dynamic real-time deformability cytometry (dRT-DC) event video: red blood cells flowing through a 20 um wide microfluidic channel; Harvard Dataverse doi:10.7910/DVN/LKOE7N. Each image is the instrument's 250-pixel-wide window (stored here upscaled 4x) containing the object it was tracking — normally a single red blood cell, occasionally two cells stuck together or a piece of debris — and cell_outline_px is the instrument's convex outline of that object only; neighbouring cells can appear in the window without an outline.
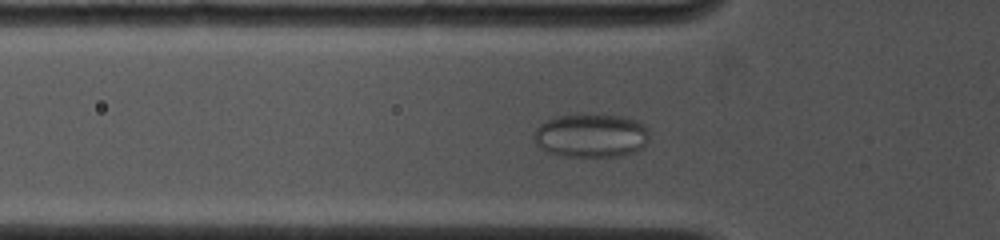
{"species": "common noctule bat (a hibernating species)", "species_latin": "Nyctalus noctula", "temperature_condition": "cold", "stored_images_in_passage": 35, "camera_frame_rate_fps": 4500, "um_per_image_px": 0.085, "animal": {"sex": "female", "body_mass_g": 19.0, "forearm_length_mm": 53.3}, "frame": {"image": 1, "passage_image": 12, "time_ms": 3.778, "image_size_px": [1000, 240], "cell_outline_px": [[648, 140], [636, 152], [620, 156], [568, 156], [548, 152], [540, 148], [536, 144], [532, 136], [536, 128], [540, 124], [556, 116], [580, 112], [624, 116], [636, 120], [644, 124], [648, 128]], "centroid_in_image_um": [50.23, 11.48], "position_along_channel_um": 75.6, "area_um2": 30.0}}
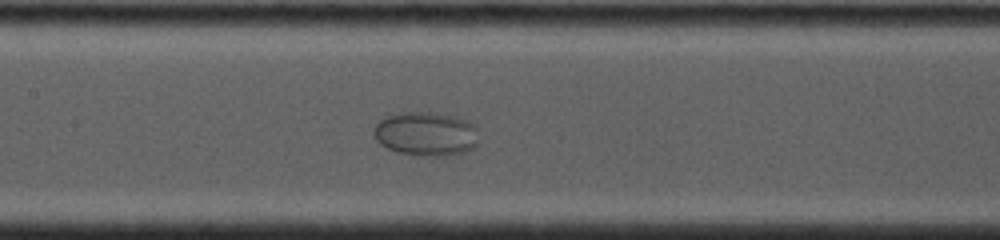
{"frame": {"image": 2, "passage_image": 18, "time_ms": 6.222, "image_size_px": [1000, 240], "cell_outline_px": [[476, 144], [472, 148], [464, 152], [444, 156], [424, 156], [396, 152], [380, 144], [376, 140], [376, 124], [380, 120], [388, 116], [400, 112], [432, 112], [452, 116], [468, 120], [476, 128]], "centroid_in_image_um": [36.21, 11.38], "position_along_channel_um": 171.2, "area_um2": 26.65}}
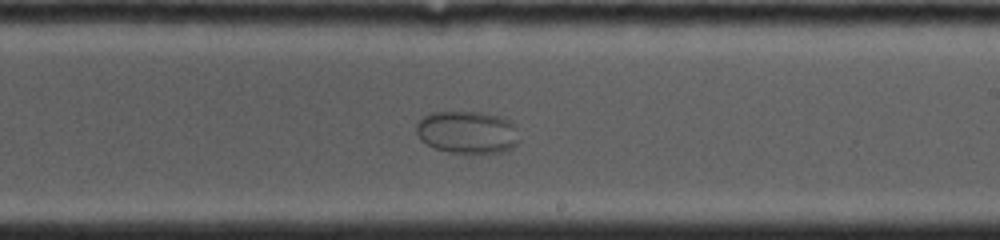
{"frame": {"image": 3, "passage_image": 23, "time_ms": 8.222, "image_size_px": [1000, 240], "cell_outline_px": [[520, 140], [512, 148], [504, 152], [472, 156], [448, 152], [436, 148], [420, 140], [416, 132], [416, 124], [424, 116], [432, 112], [480, 112], [500, 116], [512, 120]], "centroid_in_image_um": [39.76, 11.28], "position_along_channel_um": 249.2, "area_um2": 26.3}}